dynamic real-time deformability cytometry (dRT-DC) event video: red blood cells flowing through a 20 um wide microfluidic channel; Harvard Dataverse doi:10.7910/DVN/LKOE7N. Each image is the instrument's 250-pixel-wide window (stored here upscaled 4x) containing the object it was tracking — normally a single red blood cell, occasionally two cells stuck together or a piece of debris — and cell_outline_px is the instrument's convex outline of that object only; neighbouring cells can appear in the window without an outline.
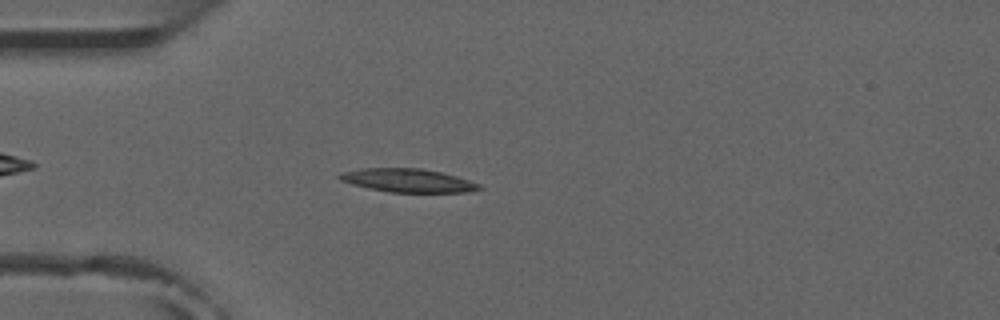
{"species": "common noctule bat (a hibernating species)", "species_latin": "Nyctalus noctula", "temperature_condition": "room temperature", "stored_images_in_passage": 2, "camera_frame_rate_fps": 3000, "um_per_image_px": 0.085, "animal": {"sex": "male", "forearm_length_mm": 52.5}, "frame": {"image": 1, "passage_image": 1, "time_ms": 0.0, "image_size_px": [1000, 320], "cell_outline_px": [[484, 188], [468, 192], [388, 192], [368, 188], [352, 184], [340, 180], [336, 176], [340, 172], [360, 168], [420, 168], [440, 172], [456, 176], [480, 184]], "centroid_in_image_um": [34.63, 15.33], "position_along_channel_um": 50.4, "area_um2": 19.13}}